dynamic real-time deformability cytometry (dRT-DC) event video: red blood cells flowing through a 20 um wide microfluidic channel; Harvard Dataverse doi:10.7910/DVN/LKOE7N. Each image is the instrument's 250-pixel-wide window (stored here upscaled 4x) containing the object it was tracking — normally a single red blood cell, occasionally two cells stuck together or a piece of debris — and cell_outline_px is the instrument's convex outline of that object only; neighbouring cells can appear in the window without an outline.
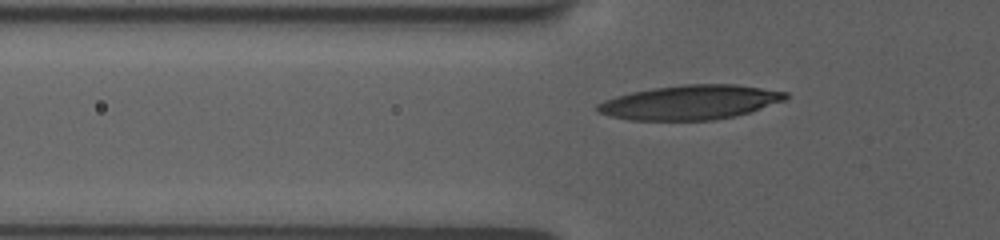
{"species": "human", "species_latin": "Homo sapiens", "temperature_condition": "room temperature", "stored_images_in_passage": 43, "camera_frame_rate_fps": 3000, "um_per_image_px": 0.085, "donor": {"sex": "female"}, "frame": {"image": 1, "passage_image": 11, "time_ms": 3.333, "image_size_px": [1000, 240], "cell_outline_px": [[788, 96], [784, 100], [748, 112], [732, 116], [712, 120], [628, 120], [596, 112], [596, 104], [604, 100], [616, 96], [632, 92], [656, 88], [684, 84], [736, 84], [788, 92]], "centroid_in_image_um": [58.63, 8.69], "position_along_channel_um": 67.2, "area_um2": 37.4}}
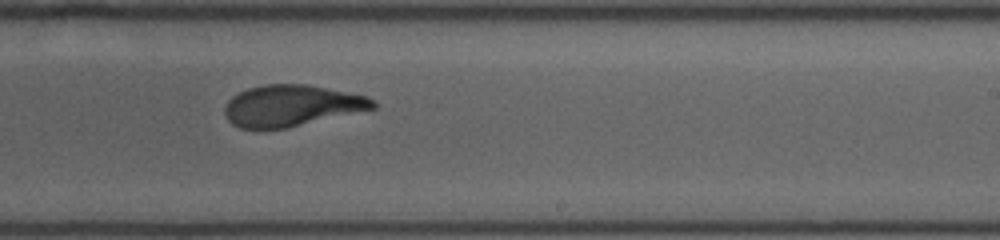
{"frame": {"image": 2, "passage_image": 27, "time_ms": 8.667, "image_size_px": [1000, 240], "cell_outline_px": [[376, 108], [288, 128], [240, 128], [232, 124], [228, 120], [224, 112], [224, 108], [228, 100], [232, 96], [248, 88], [264, 84], [304, 84], [364, 96], [372, 100], [376, 104]], "centroid_in_image_um": [24.73, 8.99], "position_along_channel_um": 264.3, "area_um2": 35.26}}
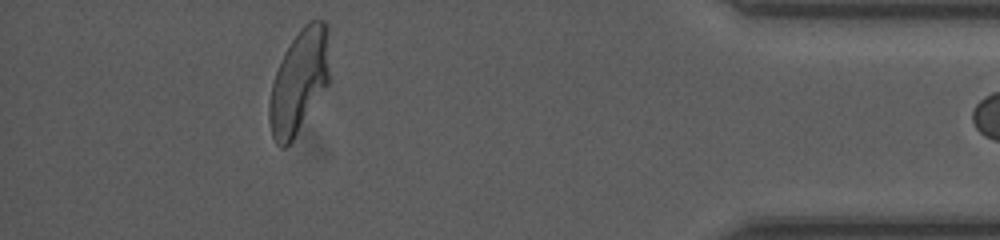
{"frame": {"image": 3, "passage_image": 42, "time_ms": 13.667, "image_size_px": [1000, 240], "cell_outline_px": [[328, 84], [292, 140], [284, 148], [280, 148], [276, 144], [272, 136], [268, 120], [268, 104], [272, 84], [280, 60], [284, 52], [300, 28], [308, 20], [324, 20], [328, 24]], "centroid_in_image_um": [25.4, 6.9], "position_along_channel_um": 409.8, "area_um2": 36.24}}